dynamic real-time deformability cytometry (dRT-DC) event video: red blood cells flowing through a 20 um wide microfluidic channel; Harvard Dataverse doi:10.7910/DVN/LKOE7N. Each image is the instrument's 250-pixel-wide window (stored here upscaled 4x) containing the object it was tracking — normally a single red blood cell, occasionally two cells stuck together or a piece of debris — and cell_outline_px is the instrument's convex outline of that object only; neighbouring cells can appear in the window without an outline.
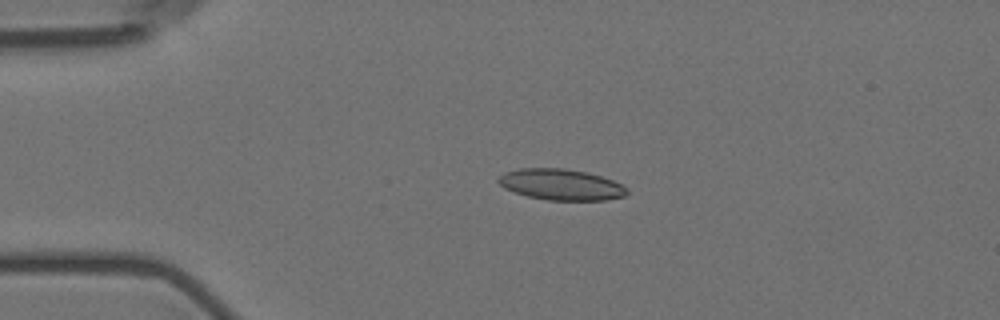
{"species": "Egyptian fruit bat (a non-hibernating species)", "species_latin": "Rousettus aegyptiacus", "temperature_condition": "room temperature", "stored_images_in_passage": 5, "camera_frame_rate_fps": 3000, "um_per_image_px": 0.085, "animal": {"sex": "female"}, "frame": {"image": 1, "passage_image": 4, "time_ms": 3.333, "image_size_px": [1000, 320], "cell_outline_px": [[628, 192], [624, 196], [608, 200], [548, 200], [528, 196], [504, 188], [496, 180], [504, 172], [520, 168], [564, 168], [588, 172], [624, 184], [628, 188]], "centroid_in_image_um": [47.72, 15.68], "position_along_channel_um": 37.3, "area_um2": 23.35}}